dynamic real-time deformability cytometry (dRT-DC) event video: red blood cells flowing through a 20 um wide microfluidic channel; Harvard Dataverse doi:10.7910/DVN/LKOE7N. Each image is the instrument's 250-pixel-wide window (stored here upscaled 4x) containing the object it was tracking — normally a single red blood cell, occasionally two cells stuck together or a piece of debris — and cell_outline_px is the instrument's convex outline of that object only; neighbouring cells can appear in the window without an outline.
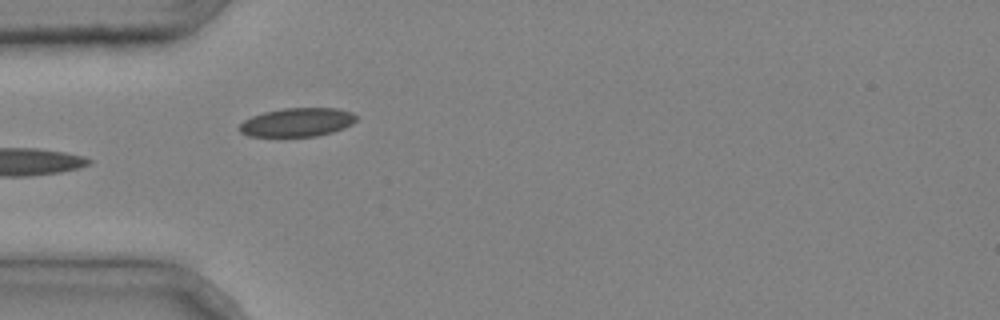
{"species": "common noctule bat (a hibernating species)", "species_latin": "Nyctalus noctula", "temperature_condition": "cold", "stored_images_in_passage": 6, "camera_frame_rate_fps": 3000, "um_per_image_px": 0.085, "animal": {"sex": "male", "body_mass_g": 20.4}, "frame": {"image": 1, "passage_image": 5, "time_ms": 1.333, "image_size_px": [1000, 320], "cell_outline_px": [[356, 120], [352, 124], [344, 128], [332, 132], [316, 136], [248, 136], [240, 132], [240, 124], [244, 120], [252, 116], [264, 112], [284, 108], [340, 108], [352, 112], [356, 116]], "centroid_in_image_um": [25.28, 10.38], "position_along_channel_um": 59.7, "area_um2": 19.48}}